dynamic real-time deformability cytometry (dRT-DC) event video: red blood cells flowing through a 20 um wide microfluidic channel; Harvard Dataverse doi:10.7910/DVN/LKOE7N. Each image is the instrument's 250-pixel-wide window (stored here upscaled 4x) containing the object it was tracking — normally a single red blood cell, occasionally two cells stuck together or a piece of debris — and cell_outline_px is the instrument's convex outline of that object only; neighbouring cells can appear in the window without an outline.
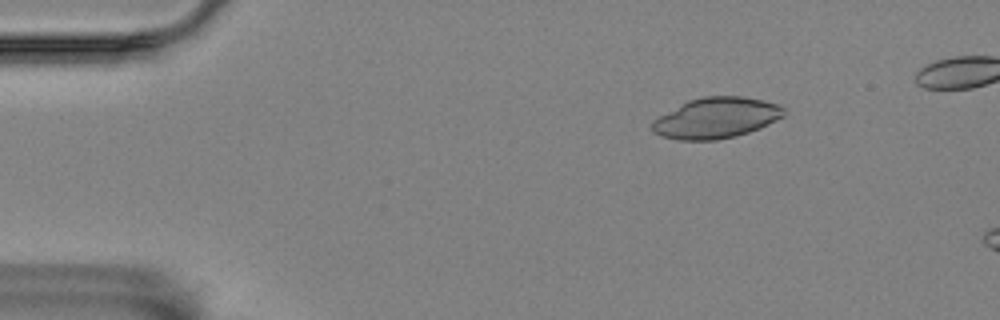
{"species": "Egyptian fruit bat (a non-hibernating species)", "species_latin": "Rousettus aegyptiacus", "temperature_condition": "room temperature", "stored_images_in_passage": 9, "camera_frame_rate_fps": 3000, "um_per_image_px": 0.085, "animal": {"sex": "female"}, "frame": {"image": 1, "passage_image": 1, "time_ms": 0.0, "image_size_px": [1000, 320], "cell_outline_px": [[788, 112], [784, 116], [760, 128], [736, 136], [716, 140], [680, 140], [660, 136], [652, 132], [652, 120], [688, 100], [704, 96], [740, 96], [760, 100], [776, 104], [784, 108]], "centroid_in_image_um": [60.86, 10.03], "position_along_channel_um": 24.1, "area_um2": 31.21}}